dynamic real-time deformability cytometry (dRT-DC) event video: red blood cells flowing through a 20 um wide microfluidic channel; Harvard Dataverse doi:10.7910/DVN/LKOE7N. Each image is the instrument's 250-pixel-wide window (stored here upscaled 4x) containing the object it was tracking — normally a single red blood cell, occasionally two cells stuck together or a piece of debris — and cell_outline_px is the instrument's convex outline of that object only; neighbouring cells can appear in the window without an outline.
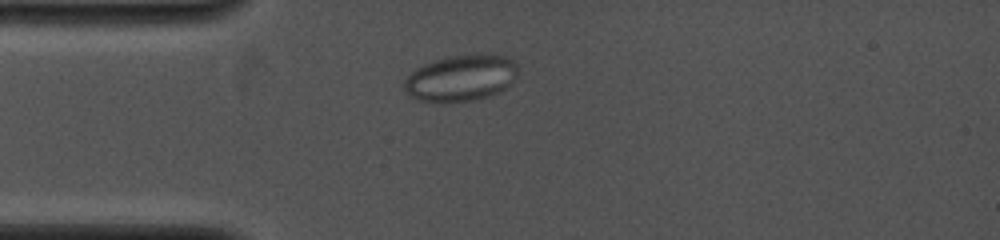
{"species": "common noctule bat (a hibernating species)", "species_latin": "Nyctalus noctula", "temperature_condition": "cold", "stored_images_in_passage": 6, "camera_frame_rate_fps": 4000, "um_per_image_px": 0.085, "animal": {"sex": "female", "body_mass_g": 19.0, "forearm_length_mm": 53.3}, "frame": {"image": 1, "passage_image": 3, "time_ms": 1.75, "image_size_px": [1000, 240], "cell_outline_px": [[516, 76], [504, 88], [488, 96], [472, 100], [444, 104], [420, 100], [408, 96], [404, 88], [404, 80], [412, 72], [424, 64], [448, 56], [480, 52], [508, 56], [516, 60]], "centroid_in_image_um": [39.17, 6.62], "position_along_channel_um": 45.8, "area_um2": 31.1}}
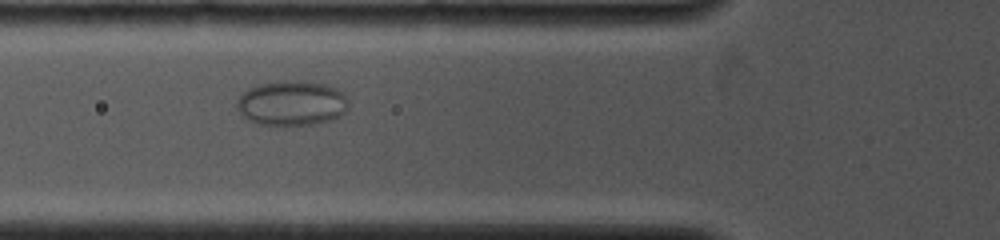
{"frame": {"image": 2, "passage_image": 5, "time_ms": 3.5, "image_size_px": [1000, 240], "cell_outline_px": [[348, 108], [340, 116], [332, 120], [312, 124], [260, 124], [248, 120], [236, 108], [236, 100], [248, 88], [260, 84], [284, 80], [296, 80], [324, 84], [336, 88], [344, 92], [348, 100]], "centroid_in_image_um": [24.81, 8.75], "position_along_channel_um": 101.0, "area_um2": 29.19}}